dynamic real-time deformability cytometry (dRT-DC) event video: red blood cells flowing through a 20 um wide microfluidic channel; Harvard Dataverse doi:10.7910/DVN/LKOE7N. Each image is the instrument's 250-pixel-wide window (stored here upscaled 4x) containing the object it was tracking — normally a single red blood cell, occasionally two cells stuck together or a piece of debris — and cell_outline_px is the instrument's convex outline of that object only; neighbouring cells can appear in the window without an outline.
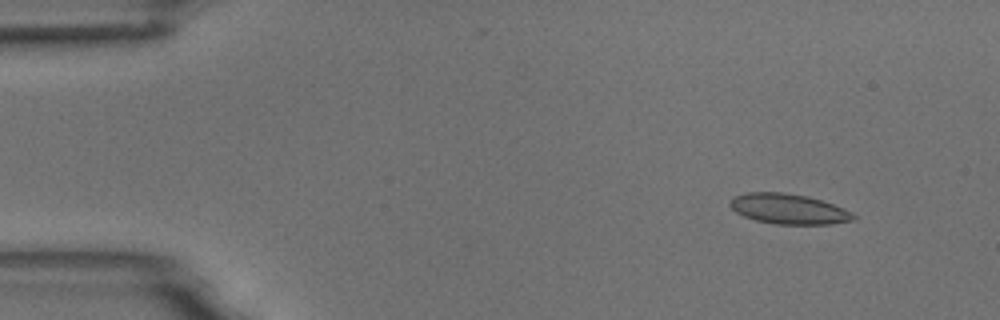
{"species": "common noctule bat (a hibernating species)", "species_latin": "Nyctalus noctula", "temperature_condition": "room temperature", "stored_images_in_passage": 55, "camera_frame_rate_fps": 3000, "um_per_image_px": 0.085, "animal": {"sex": "male", "body_mass_g": 18.8}, "frame": {"image": 1, "passage_image": 6, "time_ms": 1.667, "image_size_px": [1000, 320], "cell_outline_px": [[856, 220], [832, 224], [776, 224], [756, 220], [744, 216], [736, 212], [728, 204], [728, 200], [732, 196], [748, 192], [784, 192], [808, 196], [844, 208], [852, 212], [856, 216]], "centroid_in_image_um": [67.02, 17.75], "position_along_channel_um": 18.0, "area_um2": 21.91}}
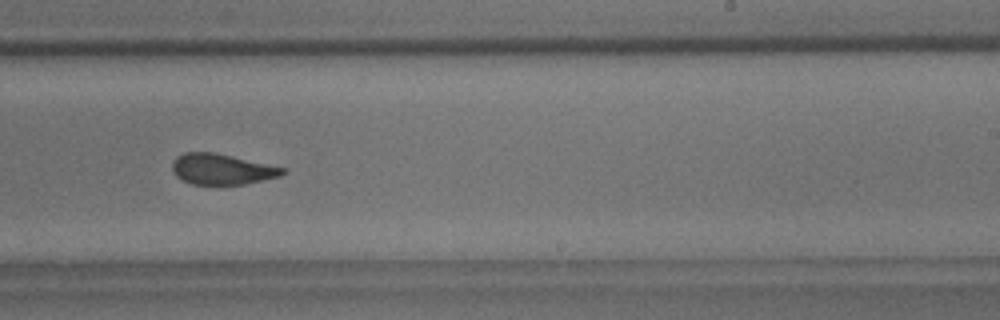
{"frame": {"image": 2, "passage_image": 34, "time_ms": 11.0, "image_size_px": [1000, 320], "cell_outline_px": [[288, 172], [280, 176], [244, 184], [192, 184], [180, 180], [176, 176], [172, 168], [172, 164], [176, 156], [184, 152], [212, 152], [288, 168]], "centroid_in_image_um": [18.87, 14.38], "position_along_channel_um": 270.1, "area_um2": 19.77}}
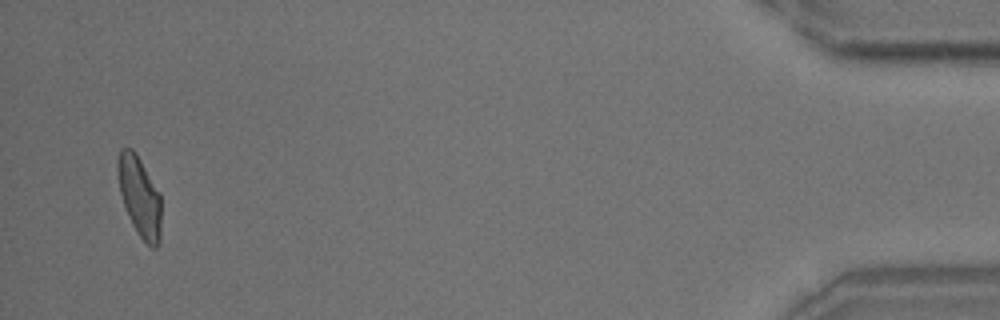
{"frame": {"image": 3, "passage_image": 53, "time_ms": 17.333, "image_size_px": [1000, 320], "cell_outline_px": [[160, 240], [156, 248], [152, 248], [136, 232], [128, 216], [120, 192], [116, 172], [116, 160], [120, 148], [132, 148], [136, 152], [160, 192]], "centroid_in_image_um": [11.84, 16.65], "position_along_channel_um": 423.4, "area_um2": 20.52}, "authors_computed_cell_mechanics": {"area_um2": 21.0392, "velocity_mm_per_s": 3.7131, "shape_relaxation_time_tau1_ms": 4.6765, "shape_relaxation_time_tau2_ms": 1.424, "deformation_change_tau1": 0.1559, "deformation_change_tau2": 0.0654}}